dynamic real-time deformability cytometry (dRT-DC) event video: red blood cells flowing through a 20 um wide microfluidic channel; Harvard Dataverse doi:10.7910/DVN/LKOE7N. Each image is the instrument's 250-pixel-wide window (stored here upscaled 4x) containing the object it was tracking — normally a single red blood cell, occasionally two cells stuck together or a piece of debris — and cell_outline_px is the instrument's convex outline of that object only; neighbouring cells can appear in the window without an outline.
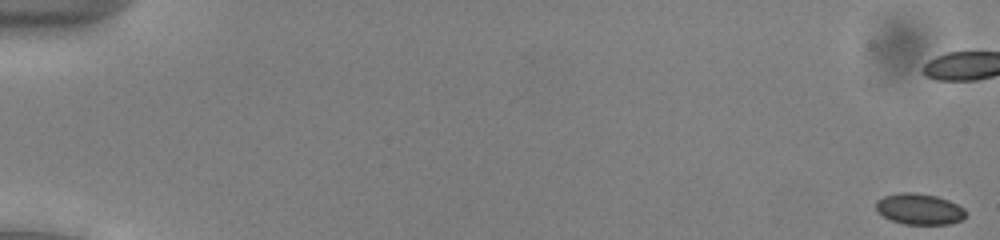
{"species": "common noctule bat (a hibernating species)", "species_latin": "Nyctalus noctula", "temperature_condition": "cold", "stored_images_in_passage": 55, "camera_frame_rate_fps": 3000, "um_per_image_px": 0.085, "animal": {"sex": "male", "body_mass_g": 13.0, "forearm_length_mm": 53.1}, "frame": {"image": 1, "passage_image": 1, "time_ms": 0.0, "image_size_px": [1000, 240], "cell_outline_px": [[964, 216], [960, 220], [948, 224], [904, 224], [892, 220], [884, 216], [876, 208], [876, 200], [884, 196], [900, 192], [912, 192], [936, 196], [948, 200], [964, 208]], "centroid_in_image_um": [78.12, 17.76], "position_along_channel_um": 6.9, "area_um2": 15.95}}
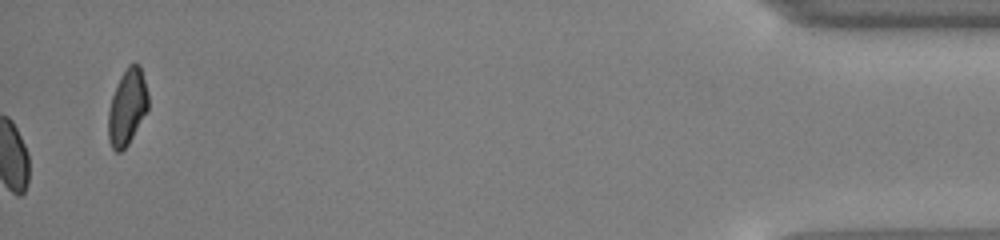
{"frame": {"image": 2, "passage_image": 55, "time_ms": 18.0, "image_size_px": [1000, 240], "cell_outline_px": [[148, 108], [128, 144], [120, 152], [116, 152], [112, 148], [108, 140], [108, 112], [112, 96], [116, 84], [120, 76], [128, 64], [140, 64], [148, 92]], "centroid_in_image_um": [10.8, 9.08], "position_along_channel_um": 424.4, "area_um2": 17.63}, "authors_computed_cell_mechanics": {"area_um2": 16.473, "velocity_mm_per_s": 3.9095, "shape_relaxation_time_tau1_ms": 1.2789, "shape_relaxation_time_tau2_ms": 5.1398, "deformation_change_tau1": 0.0421, "deformation_change_tau2": 0.0388}}